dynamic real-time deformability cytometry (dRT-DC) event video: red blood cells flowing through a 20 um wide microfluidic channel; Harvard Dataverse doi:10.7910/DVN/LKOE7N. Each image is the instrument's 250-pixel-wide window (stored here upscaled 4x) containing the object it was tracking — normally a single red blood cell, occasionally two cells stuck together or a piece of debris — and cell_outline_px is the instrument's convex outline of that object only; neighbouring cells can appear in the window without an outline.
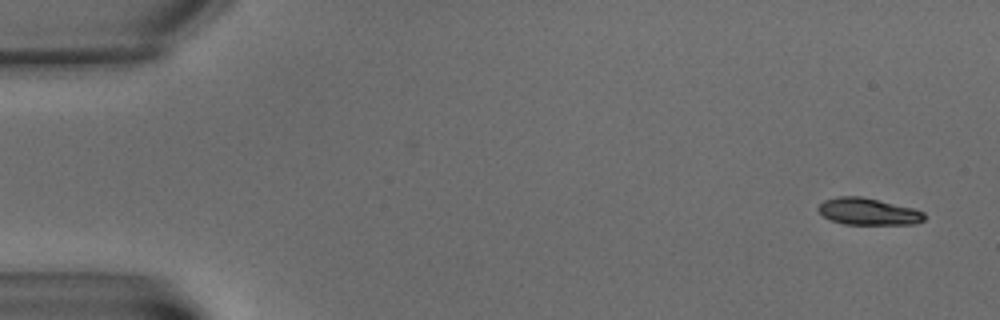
{"species": "common noctule bat (a hibernating species)", "species_latin": "Nyctalus noctula", "temperature_condition": "warm", "stored_images_in_passage": 6, "camera_frame_rate_fps": 3000, "um_per_image_px": 0.085, "animal": {"sex": "male", "body_mass_g": 15.6}, "frame": {"image": 1, "passage_image": 1, "time_ms": 0.0, "image_size_px": [1000, 320], "cell_outline_px": [[924, 220], [916, 224], [844, 224], [832, 220], [824, 216], [816, 208], [824, 200], [836, 196], [860, 196], [912, 208], [924, 212]], "centroid_in_image_um": [73.77, 17.98], "position_along_channel_um": 11.2, "area_um2": 16.42}}
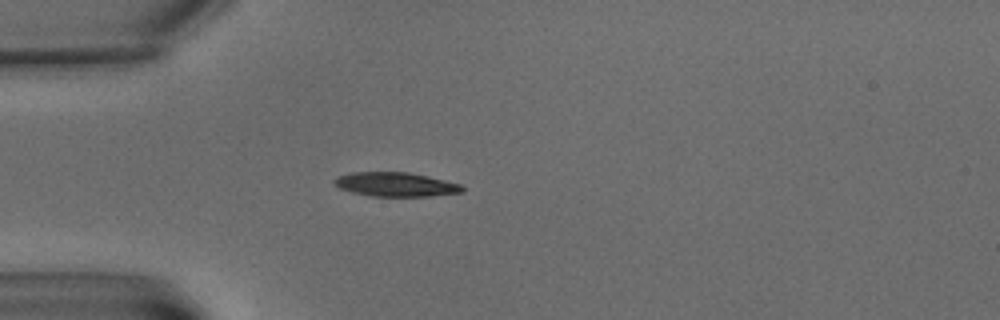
{"frame": {"image": 2, "passage_image": 6, "time_ms": 5.667, "image_size_px": [1000, 320], "cell_outline_px": [[464, 192], [428, 196], [372, 196], [352, 192], [340, 188], [332, 184], [332, 180], [336, 176], [352, 172], [408, 172], [428, 176], [460, 184], [464, 188]], "centroid_in_image_um": [33.59, 15.67], "position_along_channel_um": 51.4, "area_um2": 18.03}}